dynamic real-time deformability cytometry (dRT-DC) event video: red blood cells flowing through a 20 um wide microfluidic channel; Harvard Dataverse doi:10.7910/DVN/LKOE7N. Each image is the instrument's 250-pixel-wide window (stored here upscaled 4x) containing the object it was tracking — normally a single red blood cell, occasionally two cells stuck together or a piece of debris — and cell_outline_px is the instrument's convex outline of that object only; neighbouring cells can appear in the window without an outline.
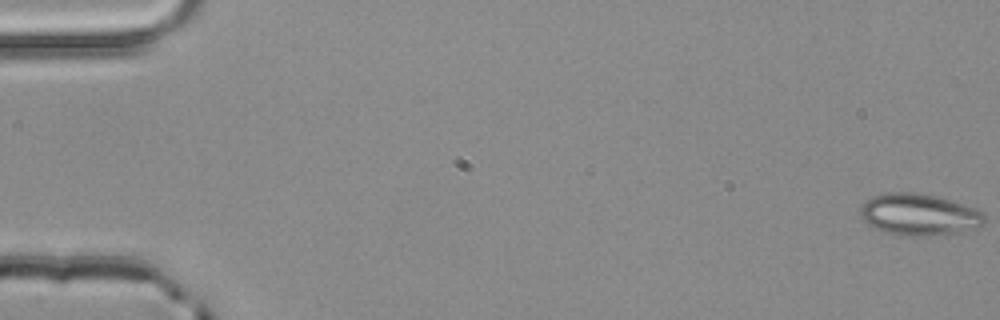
{"species": "common noctule bat (a hibernating species)", "species_latin": "Nyctalus noctula", "temperature_condition": "room temperature", "stored_images_in_passage": 3, "camera_frame_rate_fps": 3000, "um_per_image_px": 0.085, "animal": {"sex": "male", "body_mass_g": 20.4}, "frame": {"image": 1, "passage_image": 1, "time_ms": 0.0, "image_size_px": [1000, 320], "cell_outline_px": [[984, 224], [976, 228], [956, 232], [928, 236], [900, 236], [884, 232], [872, 228], [860, 216], [860, 204], [872, 196], [888, 192], [912, 192], [936, 196], [964, 204], [976, 208], [984, 212]], "centroid_in_image_um": [78.08, 18.24], "position_along_channel_um": 6.9, "area_um2": 30.46}}